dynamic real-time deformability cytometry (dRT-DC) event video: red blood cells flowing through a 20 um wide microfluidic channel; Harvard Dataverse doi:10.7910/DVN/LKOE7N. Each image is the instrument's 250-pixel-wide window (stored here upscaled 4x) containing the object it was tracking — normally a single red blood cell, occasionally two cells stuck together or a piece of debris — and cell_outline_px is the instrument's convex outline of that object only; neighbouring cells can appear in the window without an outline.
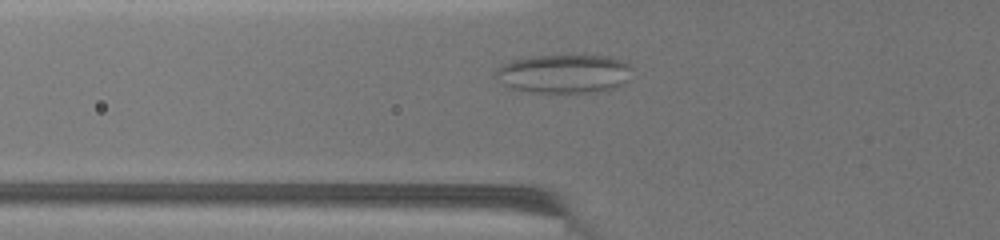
{"species": "common noctule bat (a hibernating species)", "species_latin": "Nyctalus noctula", "temperature_condition": "warm", "stored_images_in_passage": 34, "camera_frame_rate_fps": 3000, "um_per_image_px": 0.085, "animal": {"sex": "female", "body_mass_g": 19.5, "forearm_length_mm": 54.1}, "frame": {"image": 1, "passage_image": 19, "time_ms": 5.0, "image_size_px": [1000, 240], "cell_outline_px": [[632, 68], [624, 84], [612, 88], [596, 92], [536, 92], [512, 88], [496, 80], [496, 72], [504, 64], [512, 60], [532, 56], [608, 56], [620, 60], [628, 64]], "centroid_in_image_um": [47.95, 6.27], "position_along_channel_um": 77.9, "area_um2": 30.29}}
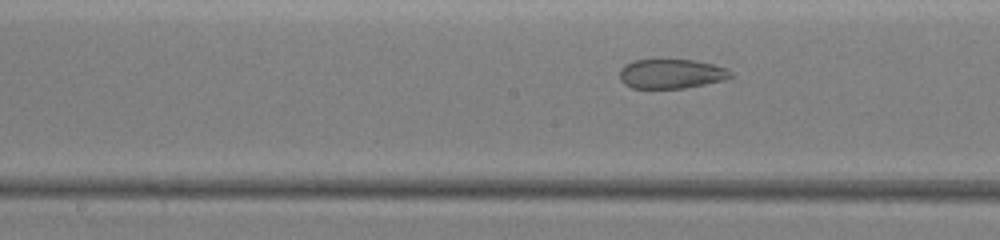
{"frame": {"image": 2, "passage_image": 29, "time_ms": 7.667, "image_size_px": [1000, 240], "cell_outline_px": [[736, 76], [724, 80], [684, 88], [632, 88], [624, 84], [620, 80], [620, 68], [624, 64], [632, 60], [696, 60], [728, 68]], "centroid_in_image_um": [57.07, 6.27], "position_along_channel_um": 191.1, "area_um2": 19.25}}
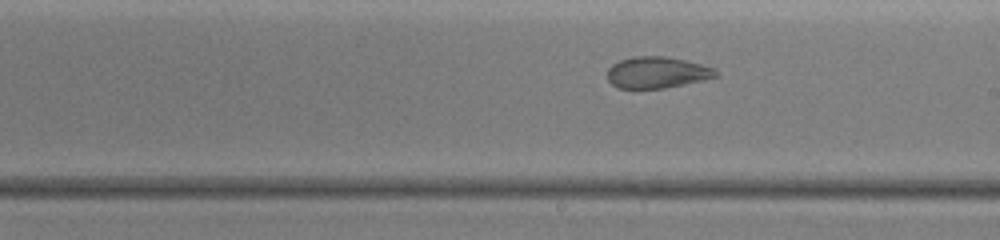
{"frame": {"image": 3, "passage_image": 33, "time_ms": 8.667, "image_size_px": [1000, 240], "cell_outline_px": [[720, 76], [684, 84], [664, 88], [616, 88], [608, 80], [608, 68], [612, 64], [620, 60], [632, 56], [664, 56], [684, 60], [700, 64], [712, 68]], "centroid_in_image_um": [55.81, 6.16], "position_along_channel_um": 233.2, "area_um2": 19.71}}